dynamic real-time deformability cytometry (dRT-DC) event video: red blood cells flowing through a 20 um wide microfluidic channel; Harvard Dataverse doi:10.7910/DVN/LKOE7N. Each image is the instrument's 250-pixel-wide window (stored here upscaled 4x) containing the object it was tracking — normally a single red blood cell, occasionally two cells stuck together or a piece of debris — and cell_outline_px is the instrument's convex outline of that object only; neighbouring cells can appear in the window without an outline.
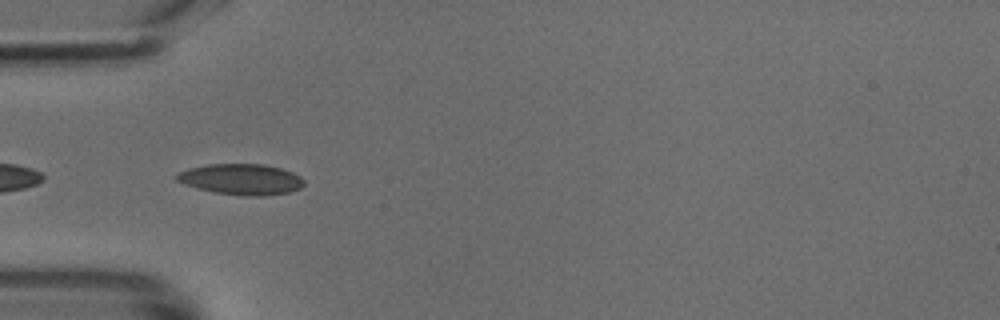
{"species": "common noctule bat (a hibernating species)", "species_latin": "Nyctalus noctula", "temperature_condition": "cold", "stored_images_in_passage": 42, "camera_frame_rate_fps": 3000, "um_per_image_px": 0.085, "animal": {"sex": "male", "body_mass_g": 18.8}, "frame": {"image": 1, "passage_image": 15, "time_ms": 4.667, "image_size_px": [1000, 320], "cell_outline_px": [[304, 184], [300, 188], [288, 192], [264, 196], [244, 196], [216, 192], [184, 184], [176, 180], [176, 176], [180, 172], [192, 168], [208, 164], [264, 164], [280, 168], [292, 172], [300, 176], [304, 180]], "centroid_in_image_um": [20.55, 15.24], "position_along_channel_um": 64.5, "area_um2": 22.6}}
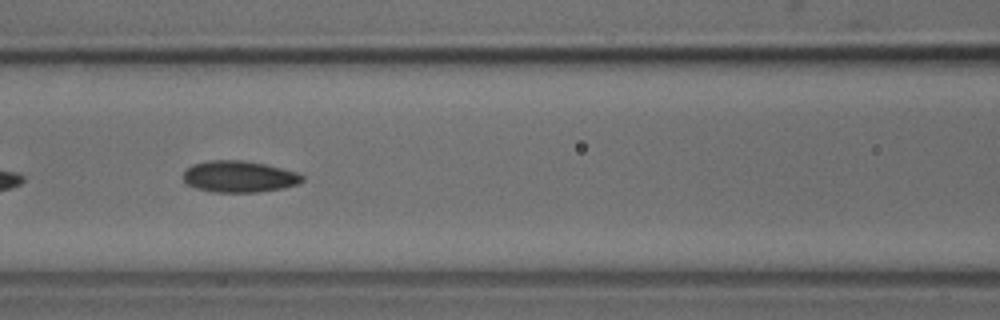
{"frame": {"image": 2, "passage_image": 21, "time_ms": 6.667, "image_size_px": [1000, 320], "cell_outline_px": [[304, 180], [296, 184], [284, 188], [256, 192], [212, 192], [196, 188], [188, 184], [184, 180], [184, 172], [192, 164], [208, 160], [244, 160], [264, 164], [300, 172], [304, 176]], "centroid_in_image_um": [20.35, 15.0], "position_along_channel_um": 146.2, "area_um2": 21.91}}
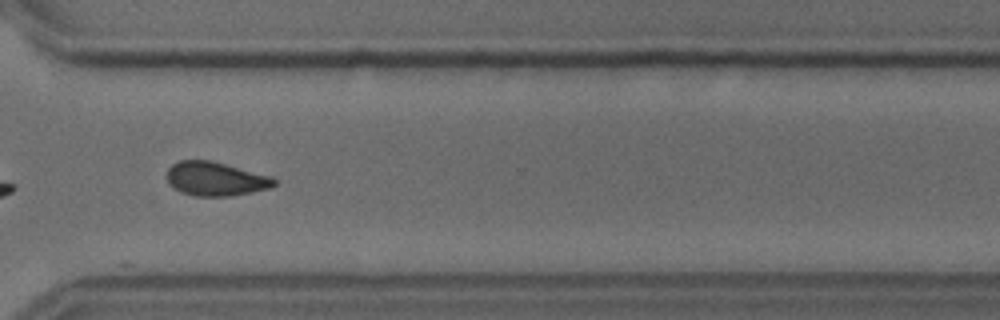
{"frame": {"image": 3, "passage_image": 36, "time_ms": 11.667, "image_size_px": [1000, 320], "cell_outline_px": [[276, 184], [268, 188], [252, 192], [228, 196], [196, 196], [180, 192], [168, 180], [168, 168], [172, 164], [180, 160], [212, 160], [272, 176], [276, 180]], "centroid_in_image_um": [18.35, 15.19], "position_along_channel_um": 352.3, "area_um2": 21.1}}